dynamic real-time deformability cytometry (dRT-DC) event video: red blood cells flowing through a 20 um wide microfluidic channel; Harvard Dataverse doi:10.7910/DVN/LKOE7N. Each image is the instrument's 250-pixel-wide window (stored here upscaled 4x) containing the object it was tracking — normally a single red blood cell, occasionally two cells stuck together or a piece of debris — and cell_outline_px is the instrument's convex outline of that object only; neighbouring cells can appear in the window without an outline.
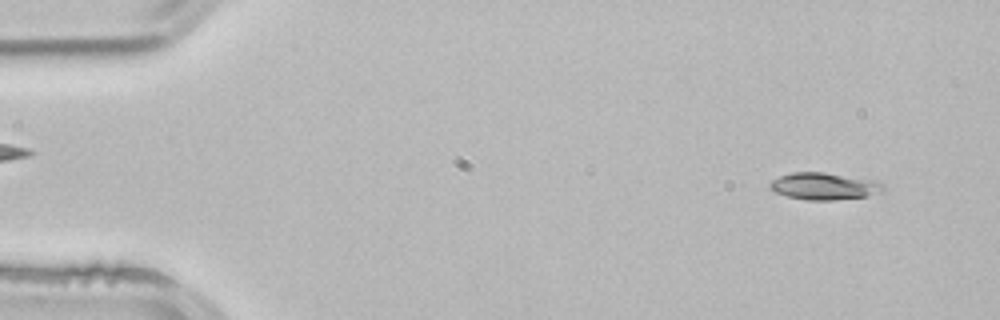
{"species": "common noctule bat (a hibernating species)", "species_latin": "Nyctalus noctula", "temperature_condition": "room temperature", "stored_images_in_passage": 51, "camera_frame_rate_fps": 3000, "um_per_image_px": 0.085, "animal": {"sex": "male", "body_mass_g": 21.5, "forearm_length_mm": 52.0}, "frame": {"image": 1, "passage_image": 3, "time_ms": 0.667, "image_size_px": [1000, 320], "cell_outline_px": [[884, 188], [864, 196], [836, 200], [808, 200], [788, 196], [776, 192], [768, 188], [768, 184], [772, 180], [780, 176], [792, 172], [824, 172], [876, 180], [884, 184]], "centroid_in_image_um": [69.99, 15.81], "position_along_channel_um": 15.0, "area_um2": 17.63}}
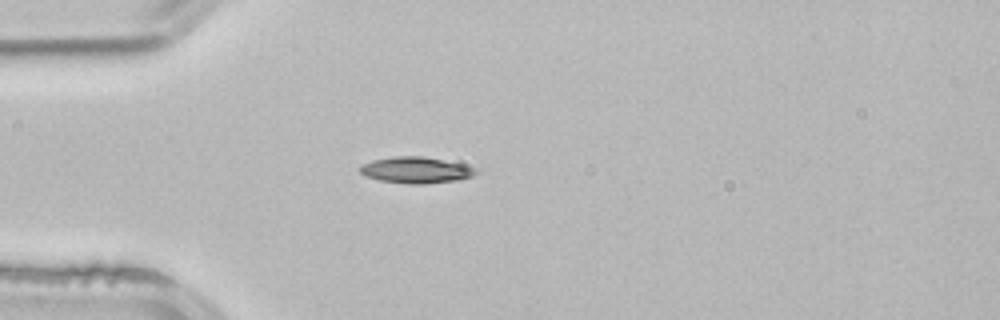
{"frame": {"image": 2, "passage_image": 13, "time_ms": 4.0, "image_size_px": [1000, 320], "cell_outline_px": [[480, 172], [472, 176], [460, 180], [424, 184], [408, 184], [380, 180], [368, 176], [360, 172], [360, 164], [372, 160], [392, 156], [424, 156], [460, 164], [472, 168]], "centroid_in_image_um": [35.33, 14.46], "position_along_channel_um": 49.7, "area_um2": 17.63}}
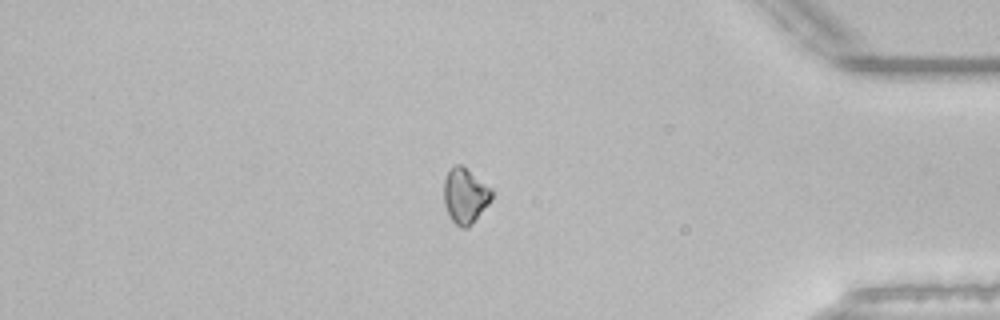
{"frame": {"image": 3, "passage_image": 43, "time_ms": 14.0, "image_size_px": [1000, 320], "cell_outline_px": [[496, 192], [492, 200], [472, 224], [468, 228], [460, 228], [452, 220], [444, 204], [444, 180], [448, 172], [456, 164], [460, 164], [492, 188]], "centroid_in_image_um": [39.58, 16.66], "position_along_channel_um": 395.6, "area_um2": 15.49}, "authors_computed_cell_mechanics": {"area_um2": 16.473, "velocity_mm_per_s": 3.8994, "shape_relaxation_time_tau1_ms": 3.1162, "shape_relaxation_time_tau2_ms": null, "deformation_change_tau1": 0.0803, "deformation_change_tau2": null}}